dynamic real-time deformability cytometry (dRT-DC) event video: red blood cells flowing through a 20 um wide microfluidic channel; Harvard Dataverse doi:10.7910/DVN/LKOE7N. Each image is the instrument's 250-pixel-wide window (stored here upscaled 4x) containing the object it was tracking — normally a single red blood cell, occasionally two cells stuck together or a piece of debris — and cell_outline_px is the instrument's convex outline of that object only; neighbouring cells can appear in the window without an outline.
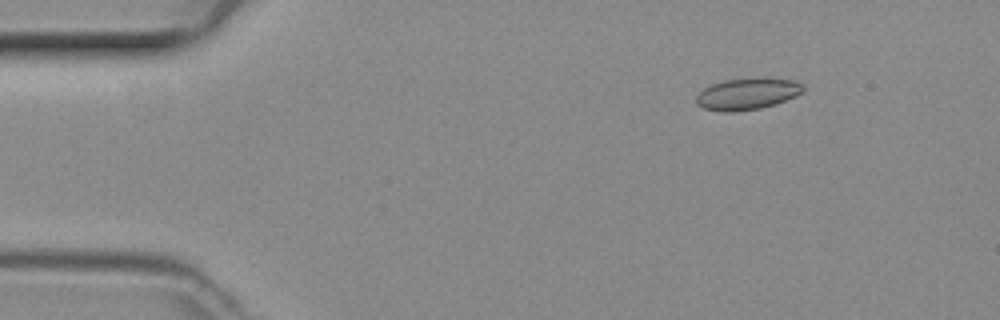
{"species": "common noctule bat (a hibernating species)", "species_latin": "Nyctalus noctula", "temperature_condition": "room temperature", "stored_images_in_passage": 49, "camera_frame_rate_fps": 3000, "um_per_image_px": 0.085, "animal": {"sex": "female", "body_mass_g": 29.2, "forearm_length_mm": 56.3}, "frame": {"image": 1, "passage_image": 7, "time_ms": 2.0, "image_size_px": [1000, 320], "cell_outline_px": [[804, 92], [796, 96], [776, 104], [760, 108], [732, 112], [724, 112], [704, 108], [696, 104], [696, 96], [704, 88], [712, 84], [724, 80], [752, 76], [764, 76], [792, 80], [804, 84]], "centroid_in_image_um": [63.56, 7.94], "position_along_channel_um": 21.4, "area_um2": 20.23}}
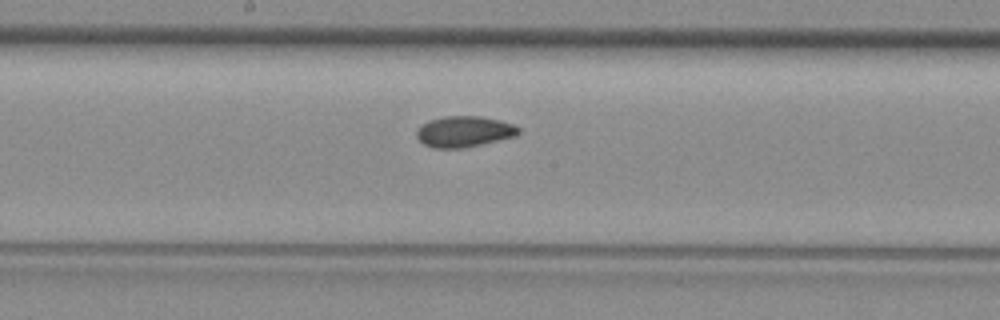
{"frame": {"image": 2, "passage_image": 26, "time_ms": 8.333, "image_size_px": [1000, 320], "cell_outline_px": [[520, 132], [516, 136], [480, 144], [460, 148], [432, 148], [424, 144], [416, 136], [416, 132], [420, 124], [428, 120], [444, 116], [480, 116], [500, 120], [516, 124], [520, 128]], "centroid_in_image_um": [39.45, 11.17], "position_along_channel_um": 208.8, "area_um2": 18.5}}
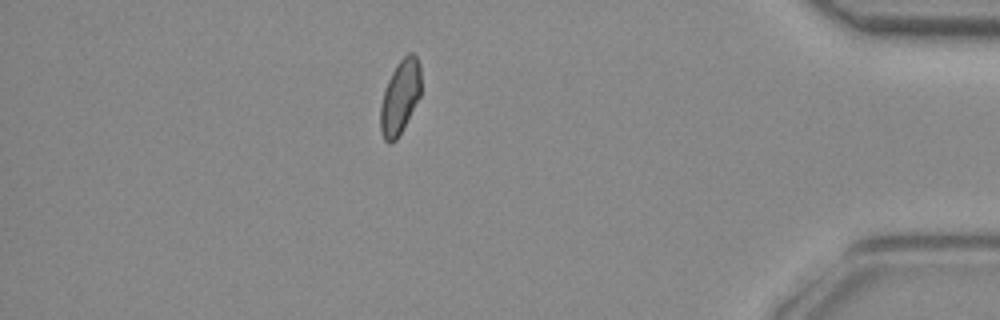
{"frame": {"image": 3, "passage_image": 43, "time_ms": 14.0, "image_size_px": [1000, 320], "cell_outline_px": [[420, 96], [396, 140], [388, 144], [384, 140], [380, 132], [380, 104], [384, 88], [396, 64], [408, 52], [412, 52], [416, 56], [420, 64]], "centroid_in_image_um": [33.98, 8.24], "position_along_channel_um": 401.2, "area_um2": 17.51}}